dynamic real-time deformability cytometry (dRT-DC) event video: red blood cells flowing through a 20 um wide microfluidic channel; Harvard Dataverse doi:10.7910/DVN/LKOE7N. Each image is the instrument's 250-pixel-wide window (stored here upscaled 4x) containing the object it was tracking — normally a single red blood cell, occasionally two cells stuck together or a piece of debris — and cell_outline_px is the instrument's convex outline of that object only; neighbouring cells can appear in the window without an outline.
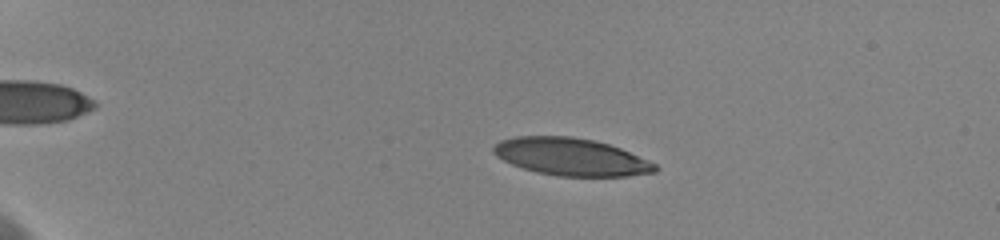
{"species": "human", "species_latin": "Homo sapiens", "temperature_condition": "cold", "stored_images_in_passage": 59, "camera_frame_rate_fps": 3000, "um_per_image_px": 0.085, "donor": {"sex": "female"}, "frame": {"image": 1, "passage_image": 14, "time_ms": 4.333, "image_size_px": [1000, 240], "cell_outline_px": [[660, 168], [656, 172], [628, 176], [556, 176], [536, 172], [512, 164], [496, 156], [492, 152], [492, 148], [500, 140], [516, 136], [572, 136], [592, 140], [608, 144], [620, 148], [656, 164]], "centroid_in_image_um": [48.53, 13.33], "position_along_channel_um": 36.5, "area_um2": 35.2}}
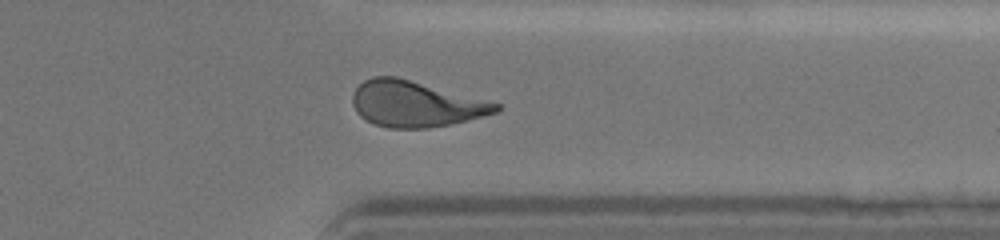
{"frame": {"image": 2, "passage_image": 49, "time_ms": 16.0, "image_size_px": [1000, 240], "cell_outline_px": [[500, 108], [496, 112], [452, 124], [424, 128], [388, 128], [376, 124], [360, 116], [356, 112], [352, 104], [352, 96], [356, 88], [364, 80], [372, 76], [396, 76], [500, 104]], "centroid_in_image_um": [35.26, 8.83], "position_along_channel_um": 376.1, "area_um2": 37.86}}
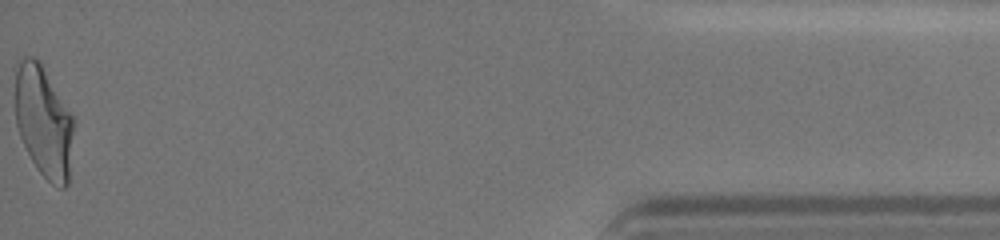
{"frame": {"image": 3, "passage_image": 59, "time_ms": 19.333, "image_size_px": [1000, 240], "cell_outline_px": [[72, 132], [68, 184], [64, 188], [60, 188], [52, 184], [36, 168], [20, 136], [16, 124], [16, 60], [20, 56], [32, 56], [40, 60], [72, 116]], "centroid_in_image_um": [3.67, 10.28], "position_along_channel_um": 431.5, "area_um2": 37.57}, "authors_computed_cell_mechanics": {"area_um2": 37.7434, "velocity_mm_per_s": 3.6226, "shape_relaxation_time_tau1_ms": 4.2961, "shape_relaxation_time_tau2_ms": 1.851, "deformation_change_tau1": 0.1992, "deformation_change_tau2": 0.1118}}